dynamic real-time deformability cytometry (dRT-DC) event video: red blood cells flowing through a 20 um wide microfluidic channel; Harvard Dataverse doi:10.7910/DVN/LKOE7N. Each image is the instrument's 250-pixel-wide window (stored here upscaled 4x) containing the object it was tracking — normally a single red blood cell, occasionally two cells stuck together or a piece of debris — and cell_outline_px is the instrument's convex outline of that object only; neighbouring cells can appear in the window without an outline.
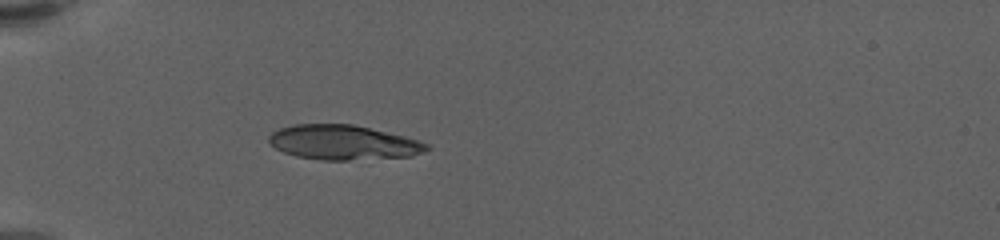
{"species": "human", "species_latin": "Homo sapiens", "temperature_condition": "warm", "stored_images_in_passage": 41, "camera_frame_rate_fps": 3000, "um_per_image_px": 0.085, "donor": {"sex": "female"}, "frame": {"image": 1, "passage_image": 1, "time_ms": 0.0, "image_size_px": [1000, 240], "cell_outline_px": [[432, 148], [424, 152], [412, 156], [348, 160], [320, 160], [296, 156], [284, 152], [276, 148], [268, 140], [268, 136], [272, 132], [280, 128], [292, 124], [352, 124], [404, 136], [428, 144]], "centroid_in_image_um": [29.17, 12.11], "position_along_channel_um": 55.8, "area_um2": 31.79}}
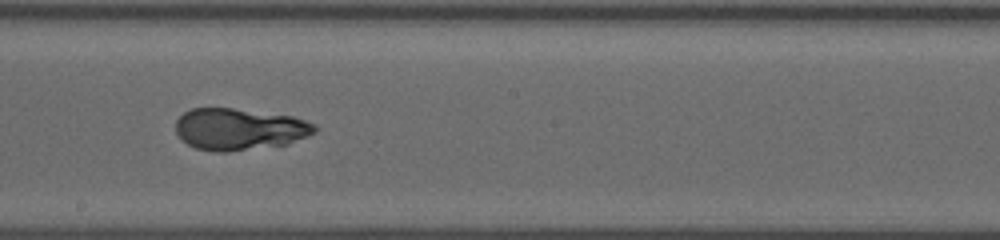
{"frame": {"image": 2, "passage_image": 17, "time_ms": 5.333, "image_size_px": [1000, 240], "cell_outline_px": [[320, 128], [316, 132], [308, 136], [288, 144], [228, 152], [216, 152], [196, 148], [188, 144], [176, 132], [176, 120], [184, 112], [192, 108], [232, 108], [292, 116], [316, 124]], "centroid_in_image_um": [20.38, 10.98], "position_along_channel_um": 227.8, "area_um2": 33.87}}
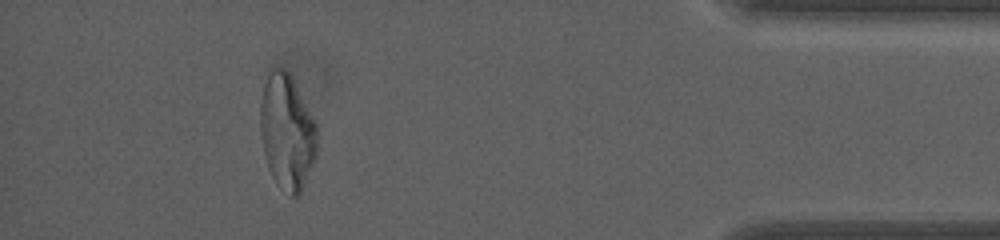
{"frame": {"image": 3, "passage_image": 36, "time_ms": 11.667, "image_size_px": [1000, 240], "cell_outline_px": [[316, 156], [300, 192], [296, 196], [292, 196], [276, 184], [268, 168], [264, 152], [260, 128], [260, 104], [264, 84], [268, 68], [284, 68], [292, 76], [316, 124]], "centroid_in_image_um": [24.37, 11.16], "position_along_channel_um": 410.8, "area_um2": 37.92}, "authors_computed_cell_mechanics": {"area_um2": 34.5066, "velocity_mm_per_s": 3.5712, "shape_relaxation_time_tau1_ms": 4.3134, "shape_relaxation_time_tau2_ms": 1.227, "deformation_change_tau1": 0.1896, "deformation_change_tau2": 0.0582}}